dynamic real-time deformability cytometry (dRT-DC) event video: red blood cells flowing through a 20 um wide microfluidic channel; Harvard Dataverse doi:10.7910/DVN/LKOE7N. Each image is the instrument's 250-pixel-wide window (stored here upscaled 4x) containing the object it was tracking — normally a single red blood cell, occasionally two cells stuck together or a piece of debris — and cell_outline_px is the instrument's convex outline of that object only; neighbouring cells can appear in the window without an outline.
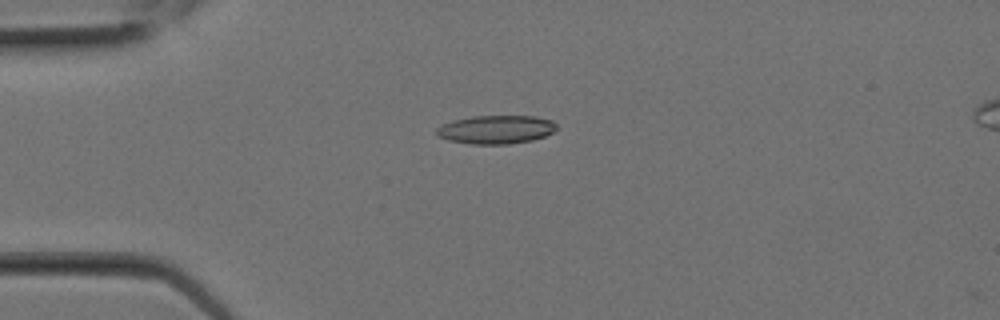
{"species": "Egyptian fruit bat (a non-hibernating species)", "species_latin": "Rousettus aegyptiacus", "temperature_condition": "room temperature", "stored_images_in_passage": 4, "camera_frame_rate_fps": 3000, "um_per_image_px": 0.085, "animal": {"sex": "female"}, "frame": {"image": 1, "passage_image": 3, "time_ms": 0.667, "image_size_px": [1000, 320], "cell_outline_px": [[556, 128], [552, 132], [544, 136], [532, 140], [508, 144], [472, 144], [448, 140], [436, 136], [436, 128], [452, 120], [472, 116], [536, 116], [552, 120], [556, 124]], "centroid_in_image_um": [42.14, 11.0], "position_along_channel_um": 42.9, "area_um2": 19.94}}